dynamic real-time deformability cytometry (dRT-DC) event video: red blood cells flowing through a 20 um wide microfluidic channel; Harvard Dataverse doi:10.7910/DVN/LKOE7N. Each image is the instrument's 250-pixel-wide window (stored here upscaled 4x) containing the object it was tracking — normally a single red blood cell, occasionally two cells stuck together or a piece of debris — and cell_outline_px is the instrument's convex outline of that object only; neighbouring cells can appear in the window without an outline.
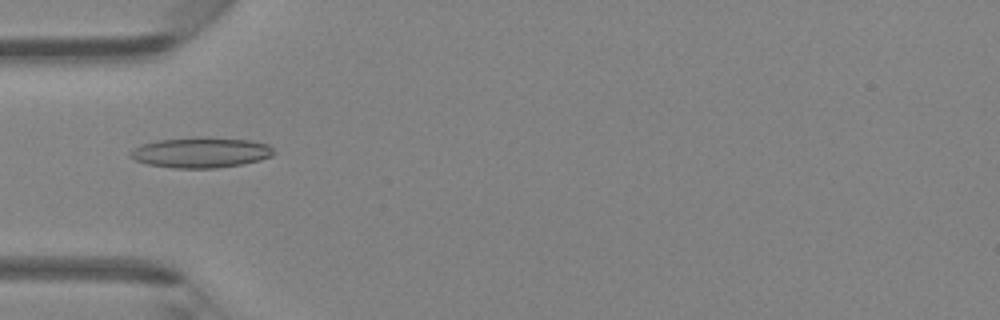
{"species": "Egyptian fruit bat (a non-hibernating species)", "species_latin": "Rousettus aegyptiacus", "temperature_condition": "room temperature", "stored_images_in_passage": 33, "camera_frame_rate_fps": 3000, "um_per_image_px": 0.085, "animal": {"sex": "female"}, "frame": {"image": 1, "passage_image": 1, "time_ms": 0.0, "image_size_px": [1000, 320], "cell_outline_px": [[276, 152], [272, 156], [260, 160], [240, 164], [216, 168], [172, 168], [148, 164], [136, 160], [128, 152], [140, 144], [156, 140], [200, 136], [248, 140], [268, 144]], "centroid_in_image_um": [17.07, 12.95], "position_along_channel_um": 67.9, "area_um2": 25.55}}
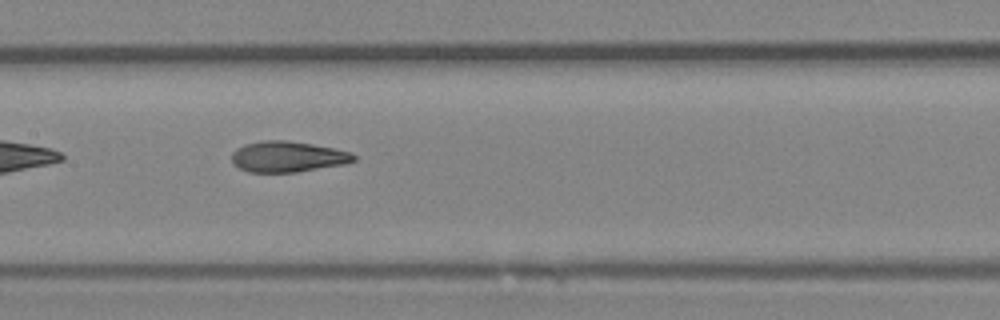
{"frame": {"image": 2, "passage_image": 9, "time_ms": 2.667, "image_size_px": [1000, 320], "cell_outline_px": [[356, 160], [344, 164], [296, 172], [248, 172], [232, 164], [232, 152], [236, 148], [244, 144], [264, 140], [288, 140], [312, 144], [352, 152], [356, 156]], "centroid_in_image_um": [24.43, 13.31], "position_along_channel_um": 183.0, "area_um2": 21.96}}
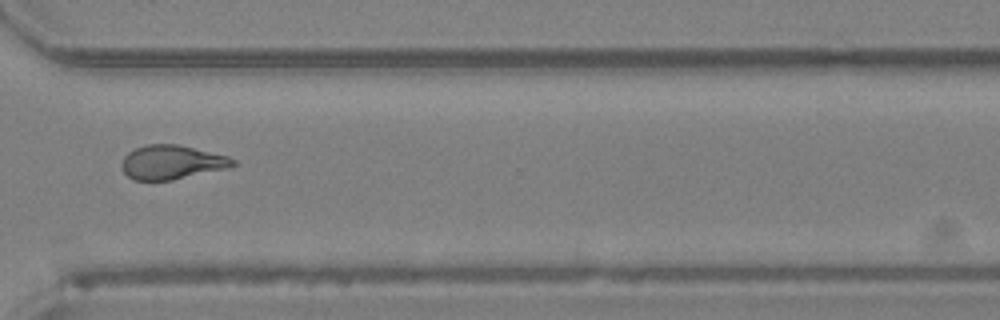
{"frame": {"image": 3, "passage_image": 21, "time_ms": 6.667, "image_size_px": [1000, 320], "cell_outline_px": [[236, 164], [228, 168], [172, 180], [132, 180], [120, 168], [120, 164], [124, 156], [128, 152], [136, 148], [148, 144], [176, 144], [228, 156], [236, 160]], "centroid_in_image_um": [14.57, 13.8], "position_along_channel_um": 356.0, "area_um2": 22.08}, "authors_computed_cell_mechanics": {"area_um2": 22.0796, "velocity_mm_per_s": 4.3157, "shape_relaxation_time_tau1_ms": 10.1216, "shape_relaxation_time_tau2_ms": 1.9499, "deformation_change_tau1": 0.2244, "deformation_change_tau2": 0.0902}}